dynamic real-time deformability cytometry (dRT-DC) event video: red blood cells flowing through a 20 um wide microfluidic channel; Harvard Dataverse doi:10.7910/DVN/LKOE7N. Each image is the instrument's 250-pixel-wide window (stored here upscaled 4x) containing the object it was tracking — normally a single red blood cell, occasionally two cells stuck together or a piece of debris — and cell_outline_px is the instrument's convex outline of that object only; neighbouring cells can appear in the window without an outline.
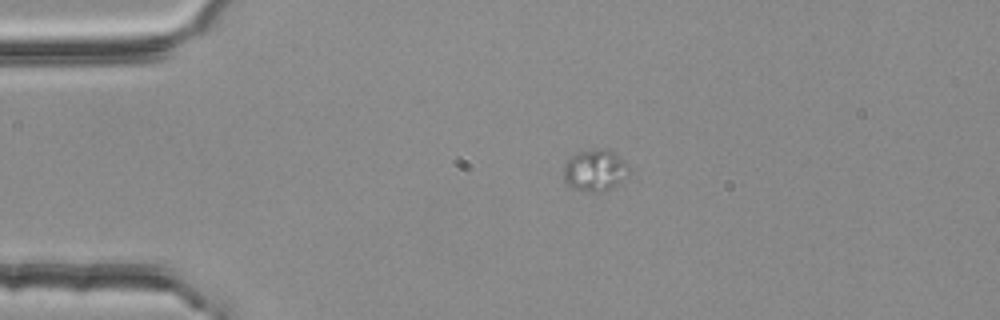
{"species": "common noctule bat (a hibernating species)", "species_latin": "Nyctalus noctula", "temperature_condition": "room temperature", "stored_images_in_passage": 2, "camera_frame_rate_fps": 3000, "um_per_image_px": 0.085, "animal": {"sex": "female", "body_mass_g": 25.1}, "frame": {"image": 1, "passage_image": 1, "time_ms": 0.0, "image_size_px": [1000, 320], "cell_outline_px": [[628, 176], [604, 192], [592, 192], [572, 188], [564, 180], [564, 164], [576, 152], [596, 148], [604, 148], [612, 152], [624, 160], [628, 164]], "centroid_in_image_um": [50.57, 14.47], "position_along_channel_um": 34.4, "area_um2": 15.84}}